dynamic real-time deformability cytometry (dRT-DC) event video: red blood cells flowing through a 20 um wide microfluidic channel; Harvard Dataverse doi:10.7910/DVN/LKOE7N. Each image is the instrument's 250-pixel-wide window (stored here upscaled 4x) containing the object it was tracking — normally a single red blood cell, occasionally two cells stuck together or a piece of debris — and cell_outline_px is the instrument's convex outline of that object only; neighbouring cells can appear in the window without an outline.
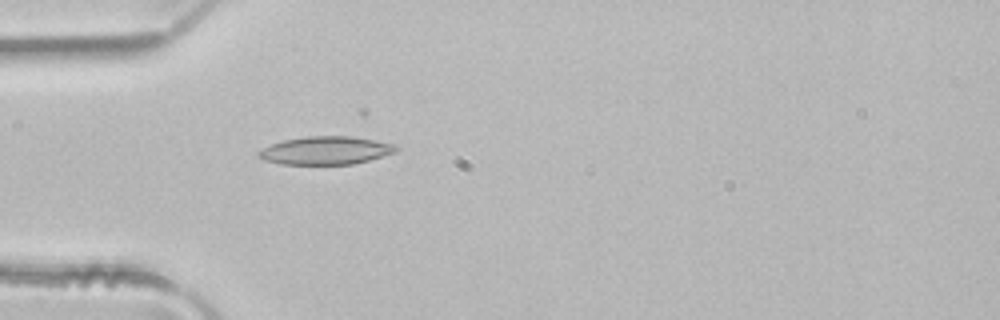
{"species": "common noctule bat (a hibernating species)", "species_latin": "Nyctalus noctula", "temperature_condition": "room temperature", "stored_images_in_passage": 1, "camera_frame_rate_fps": 3000, "um_per_image_px": 0.085, "animal": {"sex": "male", "body_mass_g": 21.5, "forearm_length_mm": 52.0}, "frame": {"image": 1, "passage_image": 1, "time_ms": 0.0, "image_size_px": [1000, 320], "cell_outline_px": [[400, 148], [396, 152], [368, 160], [352, 164], [280, 164], [264, 160], [256, 156], [256, 152], [272, 144], [284, 140], [304, 136], [352, 136], [396, 144]], "centroid_in_image_um": [27.69, 12.78], "position_along_channel_um": 57.3, "area_um2": 22.54}}